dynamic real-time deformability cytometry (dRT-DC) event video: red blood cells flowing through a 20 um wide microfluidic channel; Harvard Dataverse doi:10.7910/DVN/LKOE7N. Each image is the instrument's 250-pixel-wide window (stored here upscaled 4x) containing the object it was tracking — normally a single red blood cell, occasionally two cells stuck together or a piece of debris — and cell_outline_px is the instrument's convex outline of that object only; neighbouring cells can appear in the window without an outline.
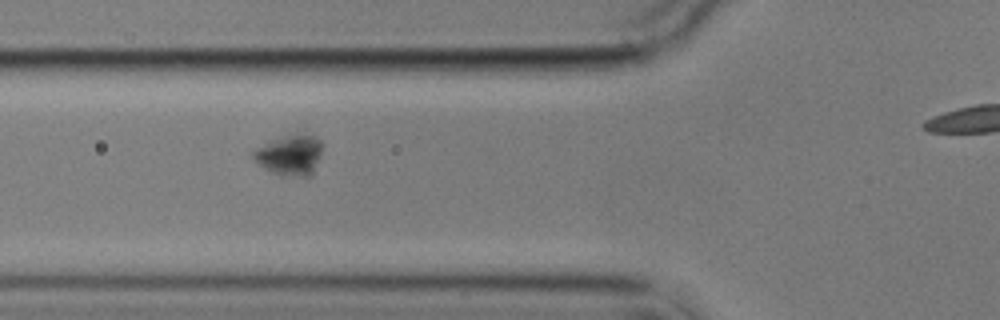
{"species": "common noctule bat (a hibernating species)", "species_latin": "Nyctalus noctula", "temperature_condition": "cold", "stored_images_in_passage": 4, "camera_frame_rate_fps": 3000, "um_per_image_px": 0.085, "animal": {"sex": "male", "body_mass_g": 17.9}, "frame": {"image": 1, "passage_image": 2, "time_ms": 1.0, "image_size_px": [1000, 320], "cell_outline_px": [[324, 144], [320, 156], [312, 176], [304, 176], [272, 172], [264, 168], [252, 156], [252, 152], [256, 148], [280, 136], [316, 136]], "centroid_in_image_um": [24.67, 13.17], "position_along_channel_um": 101.1, "area_um2": 15.78}}